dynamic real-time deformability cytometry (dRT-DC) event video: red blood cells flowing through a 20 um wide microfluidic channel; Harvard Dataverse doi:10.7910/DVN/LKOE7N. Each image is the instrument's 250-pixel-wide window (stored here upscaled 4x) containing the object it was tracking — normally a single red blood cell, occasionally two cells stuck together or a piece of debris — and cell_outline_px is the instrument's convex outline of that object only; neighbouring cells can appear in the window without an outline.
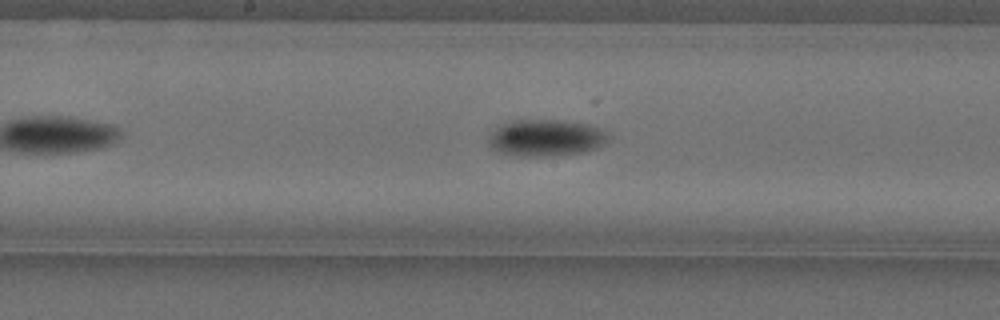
{"species": "Egyptian fruit bat (a non-hibernating species)", "species_latin": "Rousettus aegyptiacus", "temperature_condition": "cold", "stored_images_in_passage": 36, "camera_frame_rate_fps": 3000, "um_per_image_px": 0.085, "animal": {"sex": "female"}, "frame": {"image": 1, "passage_image": 16, "time_ms": 5.0, "image_size_px": [1000, 320], "cell_outline_px": [[612, 136], [608, 140], [596, 148], [584, 152], [548, 156], [524, 156], [500, 152], [492, 148], [488, 140], [488, 136], [496, 128], [512, 120], [564, 120], [588, 124], [600, 128], [608, 132]], "centroid_in_image_um": [46.45, 11.7], "position_along_channel_um": 201.8, "area_um2": 25.61}}
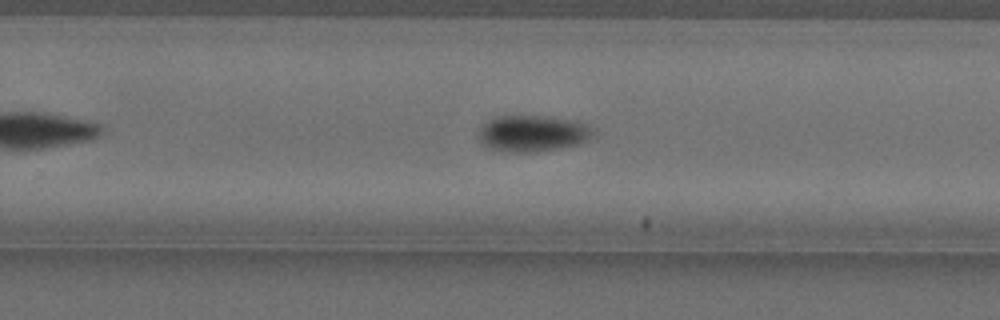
{"frame": {"image": 2, "passage_image": 23, "time_ms": 7.333, "image_size_px": [1000, 320], "cell_outline_px": [[596, 132], [588, 140], [576, 144], [536, 152], [508, 152], [492, 148], [484, 144], [480, 140], [480, 128], [488, 120], [496, 116], [548, 116], [572, 120], [596, 128]], "centroid_in_image_um": [45.31, 11.33], "position_along_channel_um": 284.5, "area_um2": 24.04}}
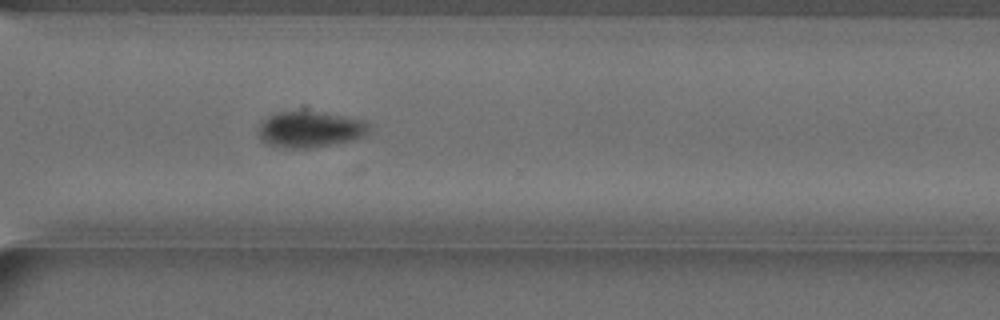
{"frame": {"image": 3, "passage_image": 28, "time_ms": 9.0, "image_size_px": [1000, 320], "cell_outline_px": [[368, 132], [364, 136], [352, 140], [312, 148], [284, 148], [264, 144], [256, 136], [256, 132], [260, 124], [268, 116], [280, 112], [316, 112], [364, 120], [368, 124]], "centroid_in_image_um": [26.27, 11.03], "position_along_channel_um": 344.3, "area_um2": 23.18}}